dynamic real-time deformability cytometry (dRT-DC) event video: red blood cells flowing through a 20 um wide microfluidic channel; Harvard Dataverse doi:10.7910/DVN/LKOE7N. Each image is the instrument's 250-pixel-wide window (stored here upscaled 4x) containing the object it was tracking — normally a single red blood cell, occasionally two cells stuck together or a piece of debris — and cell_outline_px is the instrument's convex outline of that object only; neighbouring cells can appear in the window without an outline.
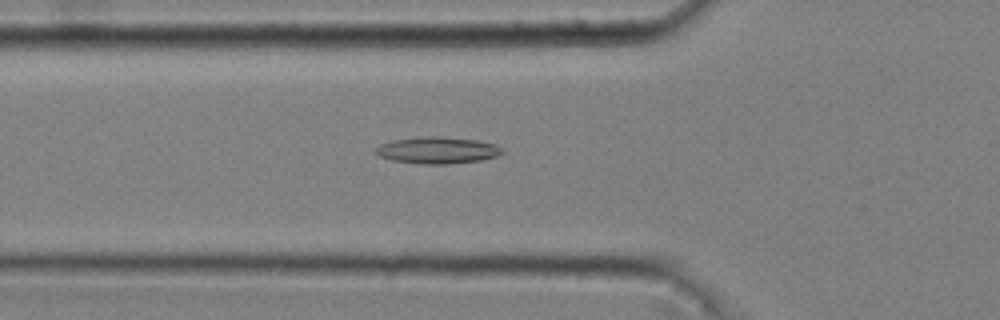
{"species": "common noctule bat (a hibernating species)", "species_latin": "Nyctalus noctula", "temperature_condition": "cold", "stored_images_in_passage": 51, "camera_frame_rate_fps": 3000, "um_per_image_px": 0.085, "animal": {"sex": "male", "body_mass_g": 20.4}, "frame": {"image": 1, "passage_image": 19, "time_ms": 6.0, "image_size_px": [1000, 320], "cell_outline_px": [[504, 152], [496, 156], [480, 160], [448, 164], [424, 164], [392, 160], [380, 156], [376, 152], [376, 148], [380, 144], [392, 140], [432, 136], [436, 136], [476, 140], [496, 144]], "centroid_in_image_um": [37.19, 12.77], "position_along_channel_um": 88.6, "area_um2": 19.36}}
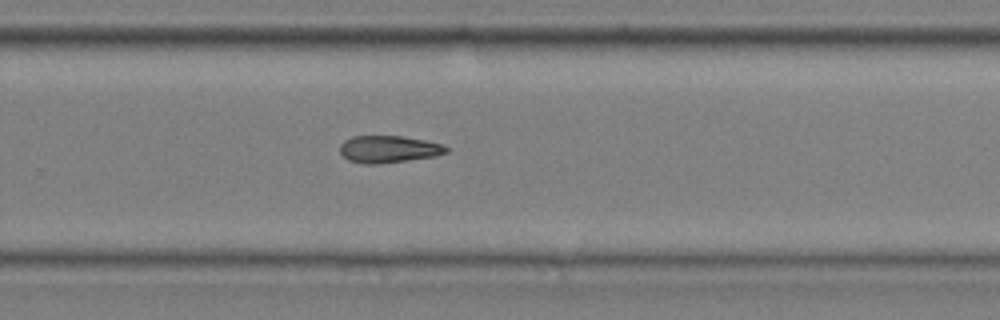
{"frame": {"image": 2, "passage_image": 36, "time_ms": 11.667, "image_size_px": [1000, 320], "cell_outline_px": [[448, 152], [436, 156], [380, 164], [364, 164], [348, 160], [340, 152], [340, 144], [344, 140], [352, 136], [400, 136], [424, 140], [440, 144], [448, 148]], "centroid_in_image_um": [33.0, 12.68], "position_along_channel_um": 296.8, "area_um2": 16.76}}
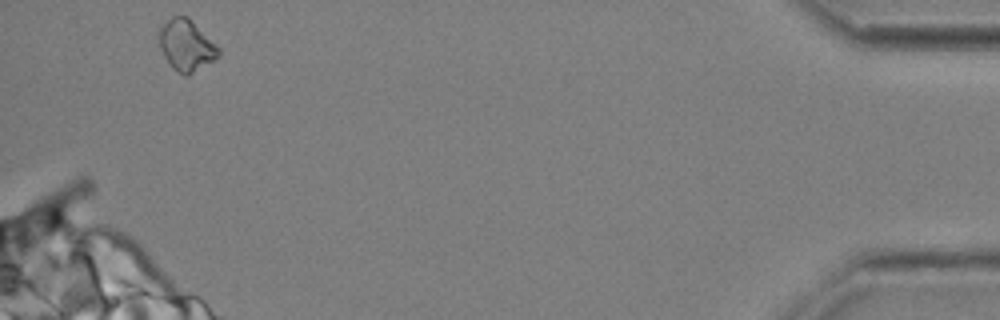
{"frame": {"image": 3, "passage_image": 51, "time_ms": 16.667, "image_size_px": [1000, 320], "cell_outline_px": [[220, 56], [188, 76], [184, 76], [172, 68], [164, 56], [160, 48], [156, 36], [160, 28], [172, 16], [188, 16], [220, 48]], "centroid_in_image_um": [15.82, 3.86], "position_along_channel_um": 419.4, "area_um2": 17.92}}